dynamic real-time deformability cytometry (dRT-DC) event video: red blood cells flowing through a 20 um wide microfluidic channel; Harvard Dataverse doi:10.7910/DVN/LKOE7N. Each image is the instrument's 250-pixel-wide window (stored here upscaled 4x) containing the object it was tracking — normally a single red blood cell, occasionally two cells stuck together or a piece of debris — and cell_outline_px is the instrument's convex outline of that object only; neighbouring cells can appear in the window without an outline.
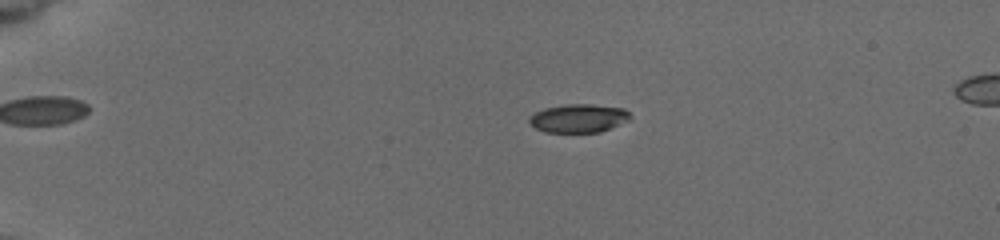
{"species": "common noctule bat (a hibernating species)", "species_latin": "Nyctalus noctula", "temperature_condition": "cold", "stored_images_in_passage": 48, "camera_frame_rate_fps": 3000, "um_per_image_px": 0.085, "animal": {"sex": "female", "body_mass_g": 19.5, "forearm_length_mm": 54.1}, "frame": {"image": 1, "passage_image": 1, "time_ms": 0.0, "image_size_px": [1000, 240], "cell_outline_px": [[628, 120], [600, 132], [544, 132], [528, 124], [528, 116], [544, 108], [564, 104], [592, 104], [624, 108], [628, 112]], "centroid_in_image_um": [49.1, 10.05], "position_along_channel_um": 35.9, "area_um2": 16.7}}
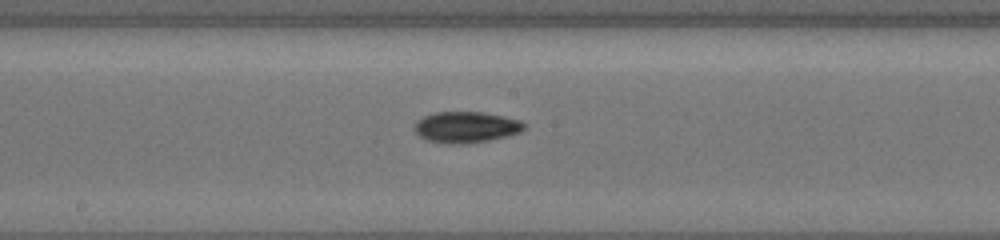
{"frame": {"image": 2, "passage_image": 25, "time_ms": 6.333, "image_size_px": [1000, 240], "cell_outline_px": [[524, 128], [520, 132], [508, 136], [488, 140], [464, 144], [444, 144], [428, 140], [420, 136], [412, 128], [416, 120], [424, 116], [436, 112], [484, 112], [504, 116], [520, 120], [524, 124]], "centroid_in_image_um": [39.58, 10.81], "position_along_channel_um": 208.6, "area_um2": 20.0}}
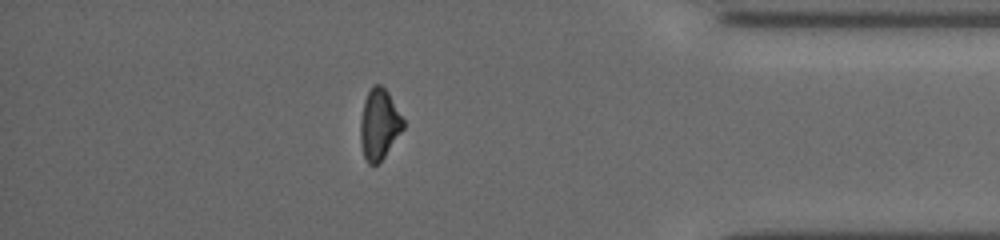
{"frame": {"image": 3, "passage_image": 41, "time_ms": 12.0, "image_size_px": [1000, 240], "cell_outline_px": [[404, 128], [384, 156], [376, 164], [368, 164], [364, 156], [360, 140], [360, 120], [364, 100], [372, 84], [380, 84], [388, 92], [404, 120]], "centroid_in_image_um": [32.22, 10.54], "position_along_channel_um": 403.0, "area_um2": 17.46}, "authors_computed_cell_mechanics": {"area_um2": 18.2648, "velocity_mm_per_s": 3.8616, "shape_relaxation_time_tau1_ms": 1.9107, "shape_relaxation_time_tau2_ms": 10.4995, "deformation_change_tau1": 0.1161, "deformation_change_tau2": 0.1677}}